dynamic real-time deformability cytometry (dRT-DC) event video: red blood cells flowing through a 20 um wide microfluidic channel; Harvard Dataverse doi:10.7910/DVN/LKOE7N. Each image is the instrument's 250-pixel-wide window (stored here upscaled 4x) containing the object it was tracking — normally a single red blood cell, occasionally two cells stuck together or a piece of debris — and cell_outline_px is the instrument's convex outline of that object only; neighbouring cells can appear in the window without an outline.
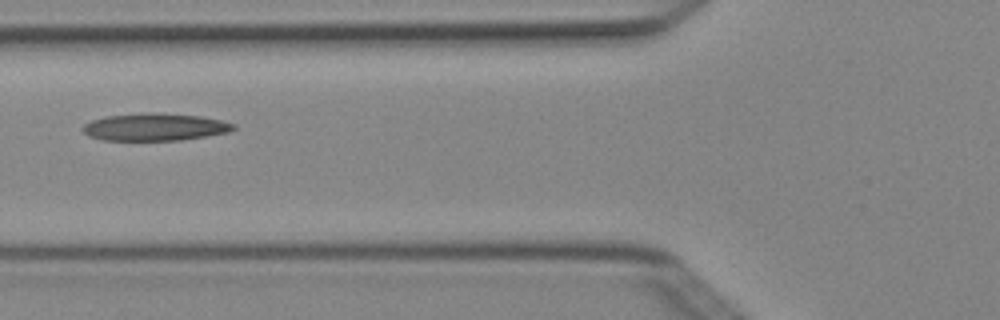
{"species": "Egyptian fruit bat (a non-hibernating species)", "species_latin": "Rousettus aegyptiacus", "temperature_condition": "cold", "stored_images_in_passage": 7, "camera_frame_rate_fps": 3000, "um_per_image_px": 0.085, "animal": {"sex": "female"}, "frame": {"image": 1, "passage_image": 6, "time_ms": 1.667, "image_size_px": [1000, 320], "cell_outline_px": [[236, 128], [228, 132], [180, 140], [104, 140], [88, 136], [80, 128], [84, 124], [92, 120], [108, 116], [152, 112], [160, 112], [200, 116], [220, 120], [236, 124]], "centroid_in_image_um": [13.15, 10.79], "position_along_channel_um": 112.6, "area_um2": 23.99}}
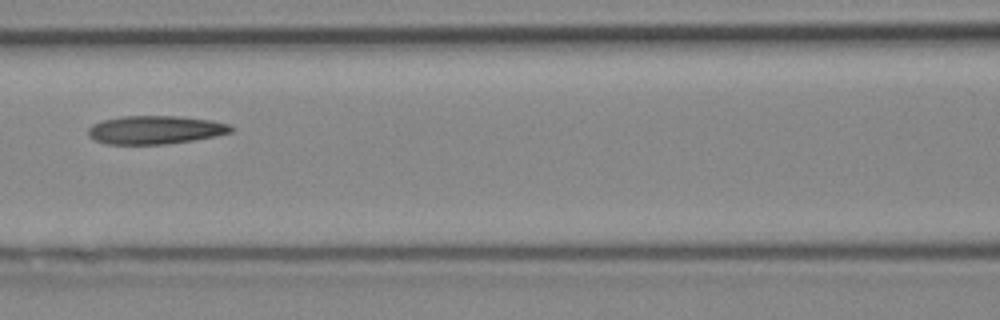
{"frame": {"image": 2, "passage_image": 7, "time_ms": 2.0, "image_size_px": [1000, 320], "cell_outline_px": [[236, 128], [232, 132], [216, 136], [192, 140], [164, 144], [104, 144], [88, 136], [88, 128], [92, 124], [104, 120], [120, 116], [180, 116], [212, 120], [228, 124]], "centroid_in_image_um": [13.21, 11.03], "position_along_channel_um": 153.4, "area_um2": 23.7}}